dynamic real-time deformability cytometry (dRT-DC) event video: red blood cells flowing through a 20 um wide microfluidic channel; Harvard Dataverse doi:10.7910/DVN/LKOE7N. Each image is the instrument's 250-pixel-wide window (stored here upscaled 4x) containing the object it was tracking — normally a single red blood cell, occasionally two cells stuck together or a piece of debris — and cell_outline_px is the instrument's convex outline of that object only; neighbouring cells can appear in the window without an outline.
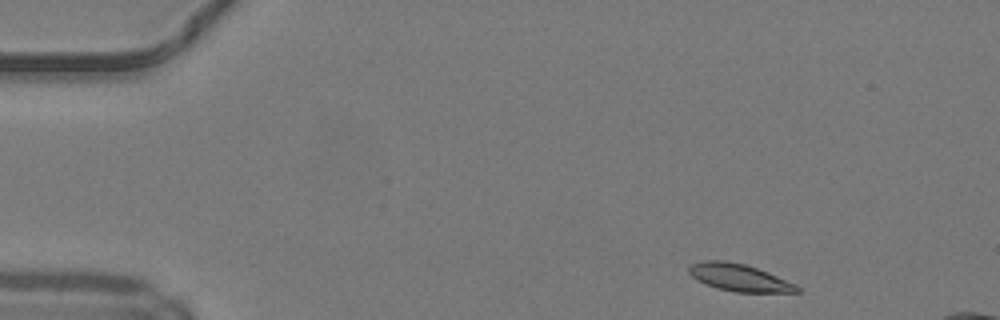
{"species": "common noctule bat (a hibernating species)", "species_latin": "Nyctalus noctula", "temperature_condition": "warm", "stored_images_in_passage": 45, "camera_frame_rate_fps": 3000, "um_per_image_px": 0.085, "animal": {"sex": "male", "body_mass_g": 19.2, "forearm_length_mm": 51.8}, "frame": {"image": 1, "passage_image": 1, "time_ms": 0.0, "image_size_px": [1000, 320], "cell_outline_px": [[800, 292], [736, 292], [716, 288], [696, 280], [688, 272], [688, 268], [692, 264], [704, 260], [724, 260], [744, 264], [768, 272], [796, 284], [800, 288]], "centroid_in_image_um": [62.82, 23.59], "position_along_channel_um": 22.2, "area_um2": 17.11}}
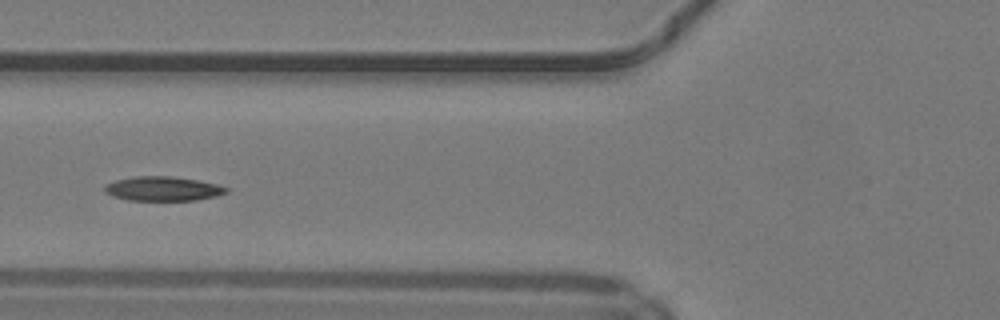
{"frame": {"image": 2, "passage_image": 14, "time_ms": 4.333, "image_size_px": [1000, 320], "cell_outline_px": [[228, 192], [216, 196], [196, 200], [128, 200], [112, 196], [104, 192], [104, 184], [116, 180], [136, 176], [172, 176], [200, 180], [216, 184], [228, 188]], "centroid_in_image_um": [13.83, 16.03], "position_along_channel_um": 112.0, "area_um2": 17.34}}
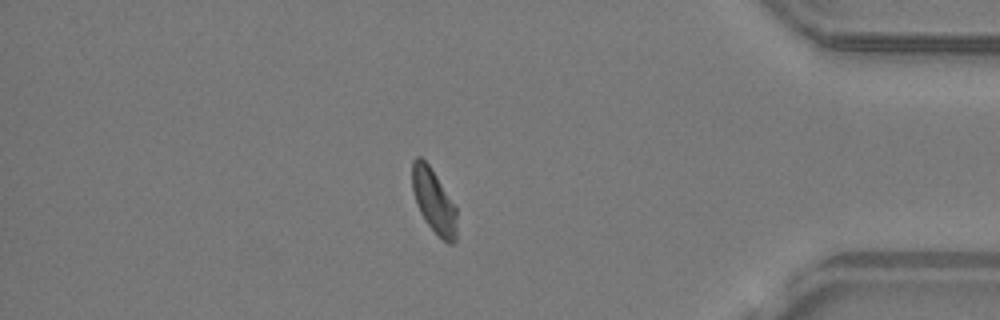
{"frame": {"image": 3, "passage_image": 37, "time_ms": 12.0, "image_size_px": [1000, 320], "cell_outline_px": [[456, 240], [452, 244], [448, 244], [428, 224], [420, 212], [416, 204], [412, 188], [412, 160], [416, 156], [420, 156], [428, 164], [456, 204]], "centroid_in_image_um": [36.87, 17.06], "position_along_channel_um": 398.3, "area_um2": 16.59}}